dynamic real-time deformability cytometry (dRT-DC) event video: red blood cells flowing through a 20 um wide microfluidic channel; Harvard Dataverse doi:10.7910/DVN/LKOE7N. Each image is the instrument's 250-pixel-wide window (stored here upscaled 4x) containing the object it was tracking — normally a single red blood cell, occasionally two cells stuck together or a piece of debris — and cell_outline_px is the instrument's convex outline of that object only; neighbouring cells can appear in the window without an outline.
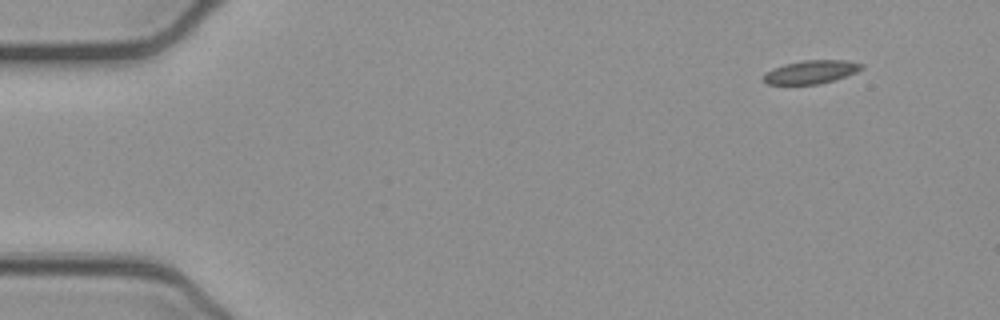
{"species": "common noctule bat (a hibernating species)", "species_latin": "Nyctalus noctula", "temperature_condition": "cold", "stored_images_in_passage": 3, "camera_frame_rate_fps": 3000, "um_per_image_px": 0.085, "animal": {"sex": "female", "body_mass_g": 21.9}, "frame": {"image": 1, "passage_image": 1, "time_ms": 0.0, "image_size_px": [1000, 320], "cell_outline_px": [[864, 68], [856, 72], [820, 84], [764, 84], [760, 80], [764, 72], [784, 64], [804, 60], [844, 60], [864, 64]], "centroid_in_image_um": [68.87, 6.12], "position_along_channel_um": 16.1, "area_um2": 13.41}}